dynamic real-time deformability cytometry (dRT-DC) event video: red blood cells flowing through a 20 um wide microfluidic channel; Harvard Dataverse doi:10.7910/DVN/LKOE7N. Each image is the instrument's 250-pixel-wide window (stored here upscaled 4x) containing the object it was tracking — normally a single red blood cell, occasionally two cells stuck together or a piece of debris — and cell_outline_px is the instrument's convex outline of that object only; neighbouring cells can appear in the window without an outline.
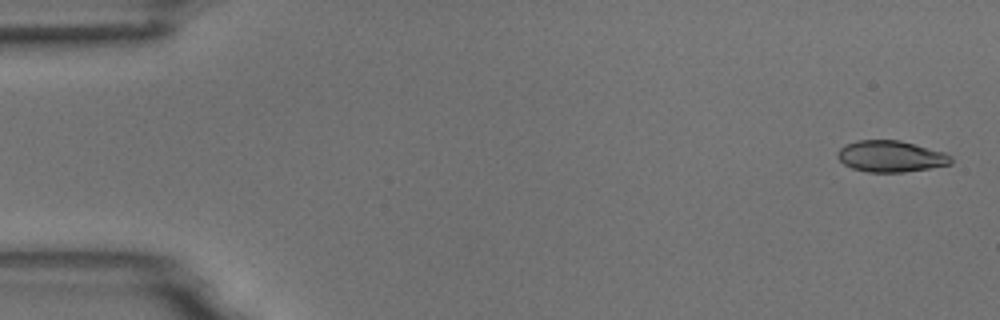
{"species": "common noctule bat (a hibernating species)", "species_latin": "Nyctalus noctula", "temperature_condition": "room temperature", "stored_images_in_passage": 5, "camera_frame_rate_fps": 3000, "um_per_image_px": 0.085, "animal": {"sex": "male", "body_mass_g": 18.8}, "frame": {"image": 1, "passage_image": 1, "time_ms": 0.0, "image_size_px": [1000, 320], "cell_outline_px": [[952, 164], [904, 172], [868, 172], [852, 168], [844, 164], [836, 156], [836, 152], [844, 144], [856, 140], [900, 140], [944, 152], [952, 156]], "centroid_in_image_um": [75.69, 13.28], "position_along_channel_um": 9.3, "area_um2": 20.81}}
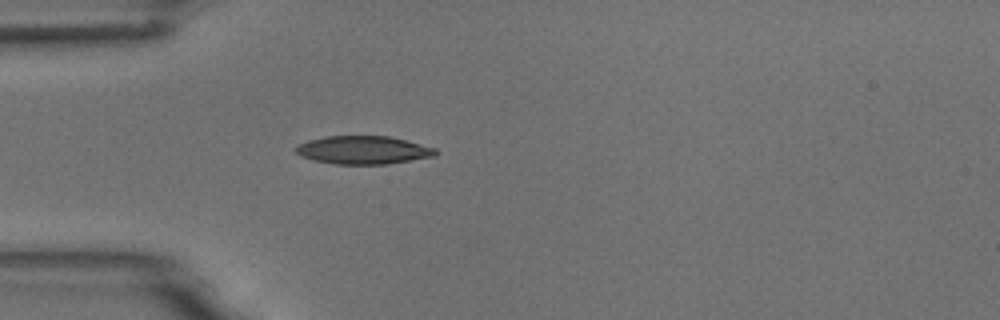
{"frame": {"image": 2, "passage_image": 5, "time_ms": 1.333, "image_size_px": [1000, 320], "cell_outline_px": [[436, 156], [388, 164], [336, 164], [312, 160], [300, 156], [296, 152], [296, 144], [308, 140], [324, 136], [388, 136], [436, 148]], "centroid_in_image_um": [30.83, 12.75], "position_along_channel_um": 54.2, "area_um2": 22.95}}